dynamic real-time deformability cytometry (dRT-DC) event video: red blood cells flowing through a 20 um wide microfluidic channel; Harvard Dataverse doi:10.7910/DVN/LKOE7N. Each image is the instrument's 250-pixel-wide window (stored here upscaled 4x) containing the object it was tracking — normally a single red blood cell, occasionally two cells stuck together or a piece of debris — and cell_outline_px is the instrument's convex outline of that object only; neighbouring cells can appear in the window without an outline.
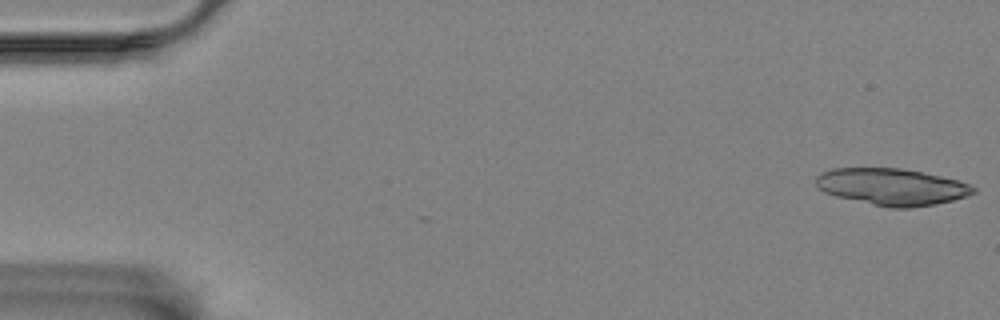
{"species": "Egyptian fruit bat (a non-hibernating species)", "species_latin": "Rousettus aegyptiacus", "temperature_condition": "room temperature", "stored_images_in_passage": 4, "camera_frame_rate_fps": 3000, "um_per_image_px": 0.085, "animal": {"sex": "female"}, "frame": {"image": 1, "passage_image": 1, "time_ms": 0.0, "image_size_px": [1000, 320], "cell_outline_px": [[976, 192], [968, 196], [936, 204], [908, 208], [892, 208], [872, 204], [836, 196], [824, 192], [816, 184], [816, 176], [832, 168], [900, 168], [924, 172], [960, 180], [976, 188]], "centroid_in_image_um": [75.85, 15.87], "position_along_channel_um": 9.2, "area_um2": 33.7}}